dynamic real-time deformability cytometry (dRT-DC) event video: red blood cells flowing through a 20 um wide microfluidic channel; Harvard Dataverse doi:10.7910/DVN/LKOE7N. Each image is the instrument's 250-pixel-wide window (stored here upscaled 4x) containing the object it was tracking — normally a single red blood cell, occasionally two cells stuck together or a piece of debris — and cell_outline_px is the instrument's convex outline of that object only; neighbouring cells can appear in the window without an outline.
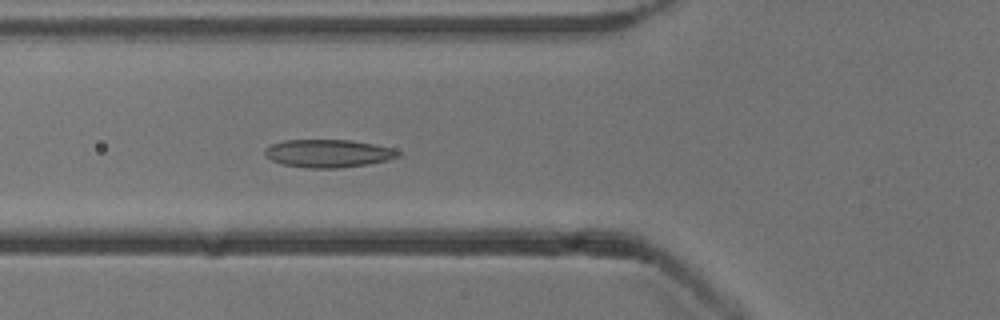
{"species": "common noctule bat (a hibernating species)", "species_latin": "Nyctalus noctula", "temperature_condition": "cold", "stored_images_in_passage": 43, "camera_frame_rate_fps": 3000, "um_per_image_px": 0.085, "animal": {"sex": "male", "body_mass_g": 13.3}, "frame": {"image": 1, "passage_image": 8, "time_ms": 2.333, "image_size_px": [1000, 320], "cell_outline_px": [[400, 156], [388, 160], [368, 164], [336, 168], [308, 168], [284, 164], [272, 160], [264, 156], [264, 148], [272, 144], [284, 140], [352, 140], [392, 148], [400, 152]], "centroid_in_image_um": [27.88, 13.03], "position_along_channel_um": 97.9, "area_um2": 21.62}}
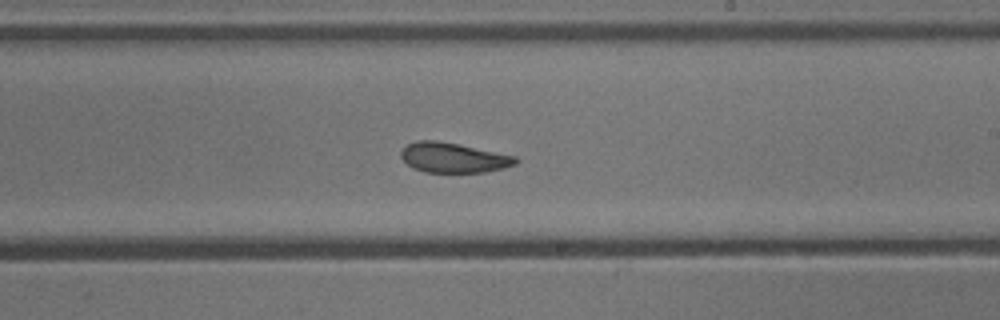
{"frame": {"image": 2, "passage_image": 20, "time_ms": 6.333, "image_size_px": [1000, 320], "cell_outline_px": [[520, 160], [516, 164], [504, 168], [484, 172], [424, 172], [412, 168], [400, 156], [400, 152], [408, 144], [416, 140], [436, 140], [516, 156]], "centroid_in_image_um": [38.53, 13.41], "position_along_channel_um": 250.5, "area_um2": 19.88}}
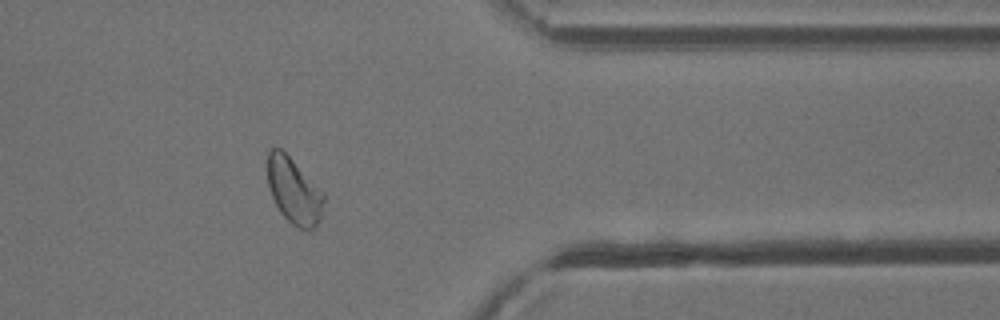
{"frame": {"image": 3, "passage_image": 32, "time_ms": 10.333, "image_size_px": [1000, 320], "cell_outline_px": [[324, 200], [320, 220], [316, 228], [300, 228], [292, 224], [280, 212], [272, 196], [268, 184], [268, 148], [280, 148], [324, 192]], "centroid_in_image_um": [24.99, 16.23], "position_along_channel_um": 386.4, "area_um2": 21.27}, "authors_computed_cell_mechanics": {"area_um2": 21.2704, "velocity_mm_per_s": 3.799, "shape_relaxation_time_tau1_ms": 8.1349, "shape_relaxation_time_tau2_ms": 2.003, "deformation_change_tau1": 0.1583, "deformation_change_tau2": 0.0884}}